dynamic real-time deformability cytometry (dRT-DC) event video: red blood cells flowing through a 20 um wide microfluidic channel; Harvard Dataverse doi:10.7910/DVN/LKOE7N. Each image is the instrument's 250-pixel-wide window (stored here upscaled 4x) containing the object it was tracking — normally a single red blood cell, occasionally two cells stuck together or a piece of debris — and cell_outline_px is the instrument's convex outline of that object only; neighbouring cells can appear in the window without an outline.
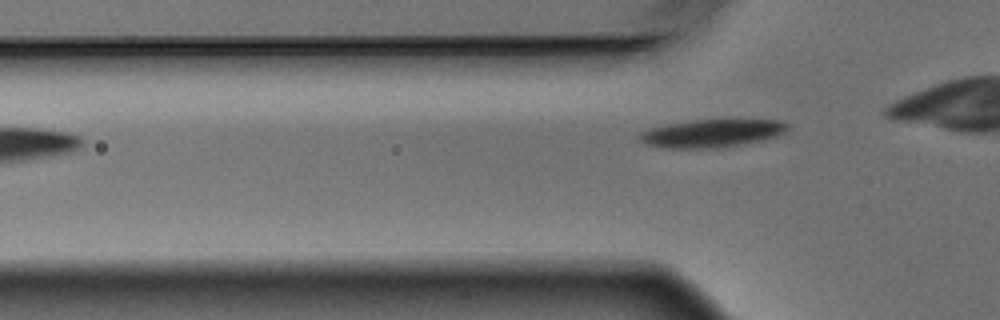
{"species": "Egyptian fruit bat (a non-hibernating species)", "species_latin": "Rousettus aegyptiacus", "temperature_condition": "warm", "stored_images_in_passage": 4, "camera_frame_rate_fps": 3000, "um_per_image_px": 0.085, "animal": {"sex": "male"}, "frame": {"image": 1, "passage_image": 4, "time_ms": 1.0, "image_size_px": [1000, 320], "cell_outline_px": [[792, 124], [780, 136], [760, 140], [716, 148], [668, 148], [648, 144], [640, 140], [636, 136], [640, 132], [648, 128], [688, 120], [784, 120]], "centroid_in_image_um": [60.52, 11.31], "position_along_channel_um": 65.3, "area_um2": 24.1}}